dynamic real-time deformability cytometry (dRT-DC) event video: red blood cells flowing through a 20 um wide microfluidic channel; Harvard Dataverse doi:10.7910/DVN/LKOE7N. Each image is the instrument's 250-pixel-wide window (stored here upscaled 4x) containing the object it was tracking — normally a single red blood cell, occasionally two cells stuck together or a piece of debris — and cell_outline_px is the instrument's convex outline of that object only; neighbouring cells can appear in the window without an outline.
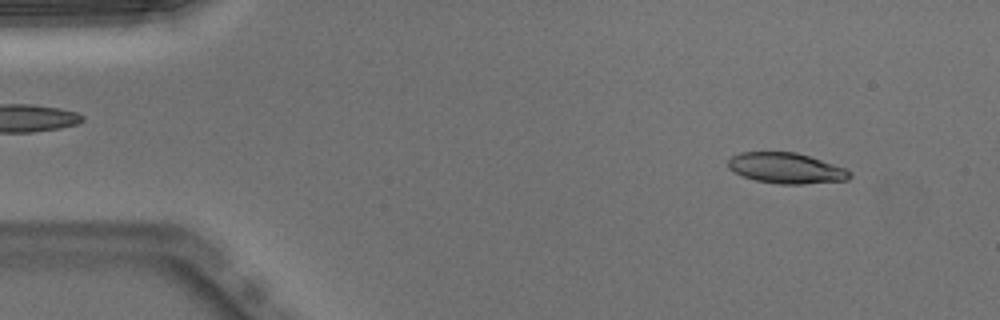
{"species": "Egyptian fruit bat (a non-hibernating species)", "species_latin": "Rousettus aegyptiacus", "temperature_condition": "warm", "stored_images_in_passage": 49, "camera_frame_rate_fps": 3000, "um_per_image_px": 0.085, "animal": {"sex": "male"}, "frame": {"image": 1, "passage_image": 4, "time_ms": 1.0, "image_size_px": [1000, 320], "cell_outline_px": [[852, 176], [848, 180], [804, 184], [780, 184], [756, 180], [744, 176], [728, 168], [728, 160], [732, 156], [740, 152], [796, 152], [844, 168], [852, 172]], "centroid_in_image_um": [66.83, 14.3], "position_along_channel_um": 18.2, "area_um2": 21.5}}
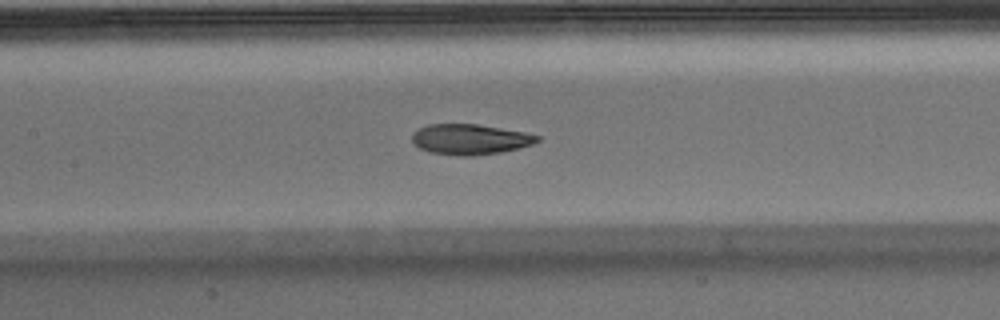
{"frame": {"image": 2, "passage_image": 22, "time_ms": 7.0, "image_size_px": [1000, 320], "cell_outline_px": [[540, 140], [532, 144], [520, 148], [500, 152], [472, 156], [456, 156], [428, 152], [412, 144], [412, 132], [428, 124], [476, 124], [524, 132], [540, 136]], "centroid_in_image_um": [39.92, 11.85], "position_along_channel_um": 167.5, "area_um2": 22.31}}
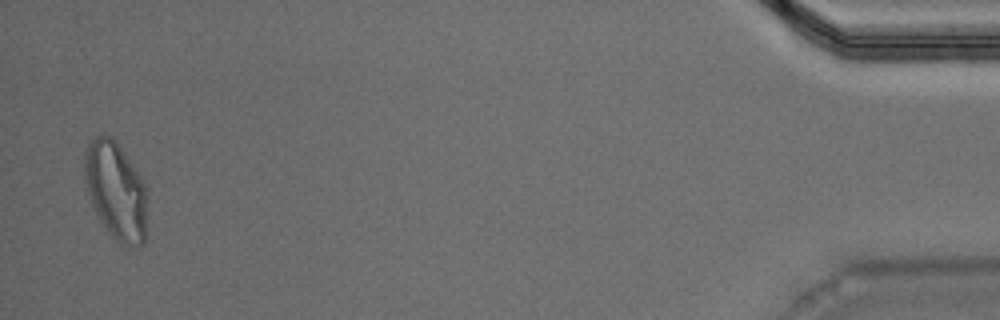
{"frame": {"image": 3, "passage_image": 48, "time_ms": 15.667, "image_size_px": [1000, 320], "cell_outline_px": [[148, 192], [144, 244], [140, 248], [128, 248], [120, 244], [108, 232], [100, 220], [92, 204], [88, 192], [84, 176], [84, 156], [88, 144], [96, 136], [104, 132], [112, 136], [116, 140], [136, 168]], "centroid_in_image_um": [9.88, 16.22], "position_along_channel_um": 425.3, "area_um2": 36.36}, "authors_computed_cell_mechanics": {"area_um2": 22.6576, "velocity_mm_per_s": 3.9812, "shape_relaxation_time_tau1_ms": 7.7719, "shape_relaxation_time_tau2_ms": 1.9858, "deformation_change_tau1": 0.2464, "deformation_change_tau2": 0.0888}}